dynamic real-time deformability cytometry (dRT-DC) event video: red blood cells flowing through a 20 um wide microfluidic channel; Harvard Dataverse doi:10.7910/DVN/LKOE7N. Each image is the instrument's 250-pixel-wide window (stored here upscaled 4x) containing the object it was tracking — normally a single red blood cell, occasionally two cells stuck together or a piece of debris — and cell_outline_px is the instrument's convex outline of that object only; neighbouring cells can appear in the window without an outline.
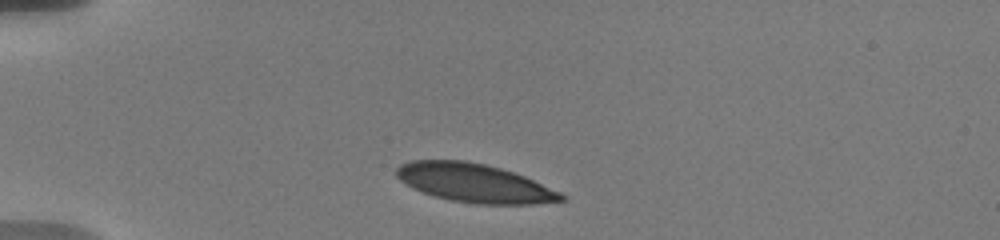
{"species": "human", "species_latin": "Homo sapiens", "temperature_condition": "warm", "stored_images_in_passage": 2, "camera_frame_rate_fps": 3000, "um_per_image_px": 0.085, "donor": {"sex": "male"}, "frame": {"image": 1, "passage_image": 1, "time_ms": 0.0, "image_size_px": [1000, 240], "cell_outline_px": [[568, 200], [532, 204], [476, 204], [452, 200], [420, 192], [412, 188], [400, 180], [396, 176], [396, 168], [400, 164], [412, 160], [464, 160], [484, 164], [500, 168], [524, 176], [560, 192], [568, 196]], "centroid_in_image_um": [40.32, 15.56], "position_along_channel_um": 44.7, "area_um2": 37.05}}